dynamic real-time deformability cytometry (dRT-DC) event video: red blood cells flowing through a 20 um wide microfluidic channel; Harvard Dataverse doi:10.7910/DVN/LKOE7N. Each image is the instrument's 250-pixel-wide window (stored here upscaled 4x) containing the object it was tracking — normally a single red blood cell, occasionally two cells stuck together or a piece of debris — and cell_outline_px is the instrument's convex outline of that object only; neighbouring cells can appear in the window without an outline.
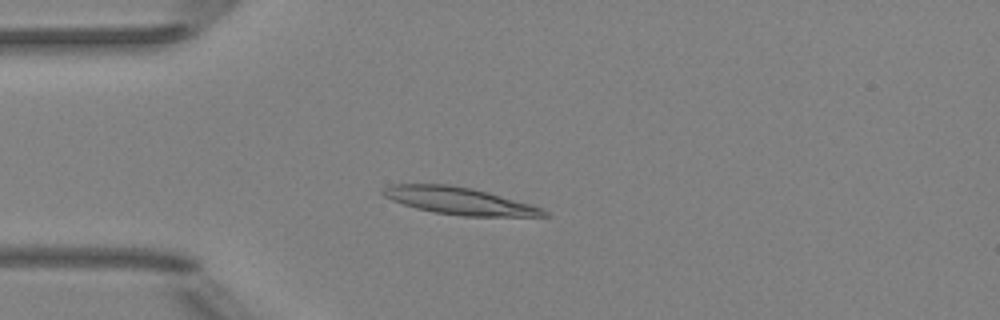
{"species": "Egyptian fruit bat (a non-hibernating species)", "species_latin": "Rousettus aegyptiacus", "temperature_condition": "room temperature", "stored_images_in_passage": 39, "camera_frame_rate_fps": 3000, "um_per_image_px": 0.085, "animal": {"sex": "female"}, "frame": {"image": 1, "passage_image": 1, "time_ms": 0.0, "image_size_px": [1000, 320], "cell_outline_px": [[552, 216], [464, 216], [432, 212], [416, 208], [392, 200], [384, 196], [380, 192], [384, 188], [392, 184], [448, 184], [472, 188], [488, 192], [532, 204], [544, 208]], "centroid_in_image_um": [39.08, 17.07], "position_along_channel_um": 45.9, "area_um2": 25.55}}
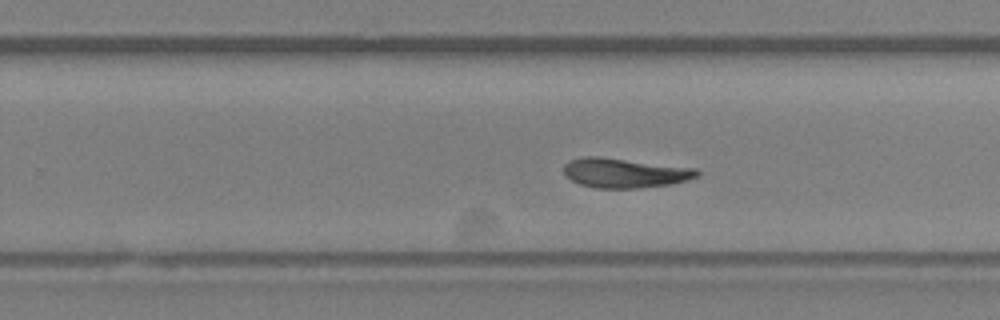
{"frame": {"image": 2, "passage_image": 20, "time_ms": 6.333, "image_size_px": [1000, 320], "cell_outline_px": [[700, 176], [672, 184], [640, 188], [596, 188], [580, 184], [564, 176], [564, 164], [568, 160], [580, 156], [600, 156], [696, 168], [700, 172]], "centroid_in_image_um": [53.08, 14.69], "position_along_channel_um": 276.7, "area_um2": 23.29}}
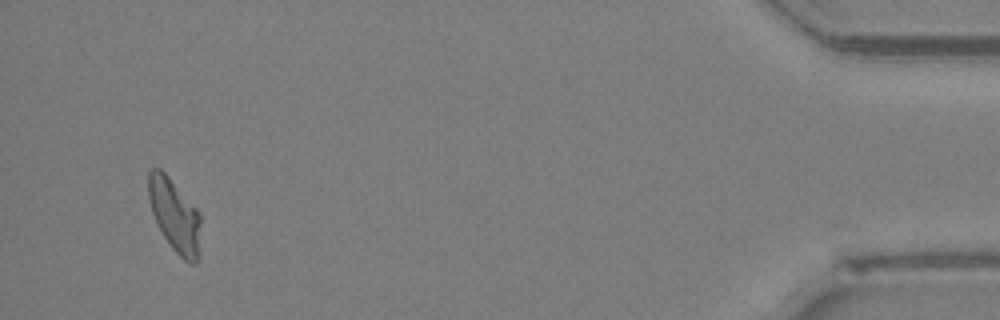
{"frame": {"image": 3, "passage_image": 37, "time_ms": 12.0, "image_size_px": [1000, 320], "cell_outline_px": [[200, 220], [196, 264], [192, 264], [184, 260], [172, 248], [156, 224], [152, 212], [148, 196], [148, 172], [152, 168], [160, 168], [168, 176], [200, 212]], "centroid_in_image_um": [14.81, 18.27], "position_along_channel_um": 420.4, "area_um2": 21.85}, "authors_computed_cell_mechanics": {"area_um2": 22.6576, "velocity_mm_per_s": 3.933, "shape_relaxation_time_tau1_ms": 11.0917, "shape_relaxation_time_tau2_ms": 6.2171, "deformation_change_tau1": 0.29, "deformation_change_tau2": 0.1514}}